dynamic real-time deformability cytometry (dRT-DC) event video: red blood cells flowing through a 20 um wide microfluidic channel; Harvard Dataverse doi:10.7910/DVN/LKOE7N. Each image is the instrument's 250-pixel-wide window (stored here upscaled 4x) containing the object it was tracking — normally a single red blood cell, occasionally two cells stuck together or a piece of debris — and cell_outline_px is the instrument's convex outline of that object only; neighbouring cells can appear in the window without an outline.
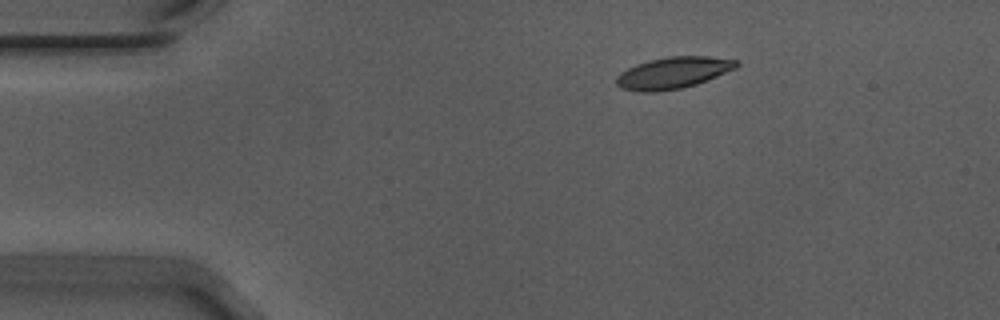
{"species": "Egyptian fruit bat (a non-hibernating species)", "species_latin": "Rousettus aegyptiacus", "temperature_condition": "warm", "stored_images_in_passage": 47, "camera_frame_rate_fps": 3000, "um_per_image_px": 0.085, "animal": {"sex": "male"}, "frame": {"image": 1, "passage_image": 1, "time_ms": 0.0, "image_size_px": [1000, 320], "cell_outline_px": [[740, 64], [736, 68], [696, 84], [680, 88], [656, 92], [640, 92], [620, 88], [616, 84], [616, 76], [620, 72], [636, 64], [648, 60], [668, 56], [708, 56], [736, 60]], "centroid_in_image_um": [57.17, 6.18], "position_along_channel_um": 27.8, "area_um2": 22.08}}
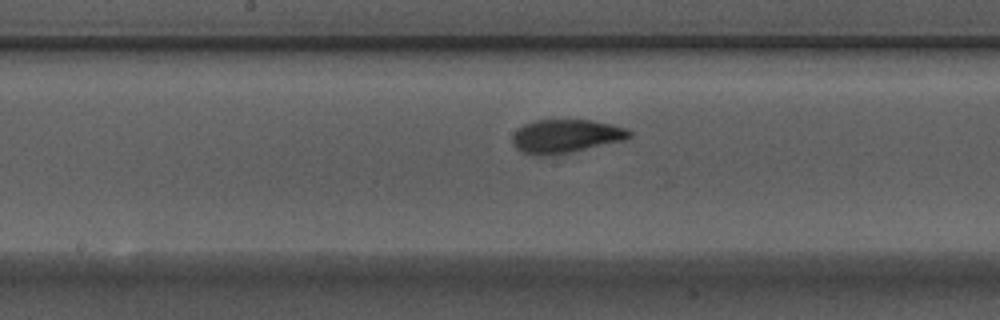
{"frame": {"image": 2, "passage_image": 20, "time_ms": 6.333, "image_size_px": [1000, 320], "cell_outline_px": [[632, 136], [624, 140], [572, 152], [548, 156], [540, 156], [520, 152], [512, 144], [512, 136], [524, 124], [536, 120], [592, 120], [612, 124], [624, 128], [632, 132]], "centroid_in_image_um": [48.08, 11.58], "position_along_channel_um": 200.1, "area_um2": 22.89}}
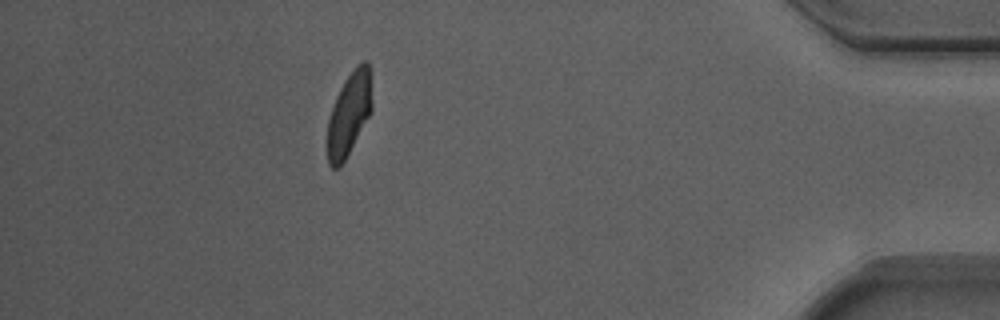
{"frame": {"image": 3, "passage_image": 41, "time_ms": 13.333, "image_size_px": [1000, 320], "cell_outline_px": [[372, 108], [368, 116], [340, 168], [332, 168], [328, 164], [328, 120], [336, 96], [344, 80], [356, 64], [364, 60], [368, 60], [372, 104]], "centroid_in_image_um": [29.66, 9.64], "position_along_channel_um": 405.5, "area_um2": 21.21}, "authors_computed_cell_mechanics": {"area_um2": 22.3686, "velocity_mm_per_s": 3.6885, "shape_relaxation_time_tau1_ms": 3.5848, "shape_relaxation_time_tau2_ms": 1.0307, "deformation_change_tau1": 0.1707, "deformation_change_tau2": 0.0697}}